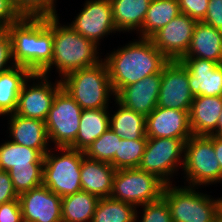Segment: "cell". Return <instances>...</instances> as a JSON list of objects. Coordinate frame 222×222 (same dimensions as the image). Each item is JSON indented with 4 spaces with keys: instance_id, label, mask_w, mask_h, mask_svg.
<instances>
[{
    "instance_id": "5",
    "label": "cell",
    "mask_w": 222,
    "mask_h": 222,
    "mask_svg": "<svg viewBox=\"0 0 222 222\" xmlns=\"http://www.w3.org/2000/svg\"><path fill=\"white\" fill-rule=\"evenodd\" d=\"M198 187L165 185L166 200L172 222H216L222 212V197L218 199L196 191Z\"/></svg>"
},
{
    "instance_id": "12",
    "label": "cell",
    "mask_w": 222,
    "mask_h": 222,
    "mask_svg": "<svg viewBox=\"0 0 222 222\" xmlns=\"http://www.w3.org/2000/svg\"><path fill=\"white\" fill-rule=\"evenodd\" d=\"M193 99L187 68L179 60L168 61L161 71L157 106L190 111Z\"/></svg>"
},
{
    "instance_id": "36",
    "label": "cell",
    "mask_w": 222,
    "mask_h": 222,
    "mask_svg": "<svg viewBox=\"0 0 222 222\" xmlns=\"http://www.w3.org/2000/svg\"><path fill=\"white\" fill-rule=\"evenodd\" d=\"M181 13L188 15L196 21L205 18L209 0H178Z\"/></svg>"
},
{
    "instance_id": "39",
    "label": "cell",
    "mask_w": 222,
    "mask_h": 222,
    "mask_svg": "<svg viewBox=\"0 0 222 222\" xmlns=\"http://www.w3.org/2000/svg\"><path fill=\"white\" fill-rule=\"evenodd\" d=\"M0 222H23L19 200L0 205Z\"/></svg>"
},
{
    "instance_id": "4",
    "label": "cell",
    "mask_w": 222,
    "mask_h": 222,
    "mask_svg": "<svg viewBox=\"0 0 222 222\" xmlns=\"http://www.w3.org/2000/svg\"><path fill=\"white\" fill-rule=\"evenodd\" d=\"M61 84L82 109L108 108L109 98L115 96L104 60L70 72L61 79Z\"/></svg>"
},
{
    "instance_id": "15",
    "label": "cell",
    "mask_w": 222,
    "mask_h": 222,
    "mask_svg": "<svg viewBox=\"0 0 222 222\" xmlns=\"http://www.w3.org/2000/svg\"><path fill=\"white\" fill-rule=\"evenodd\" d=\"M23 222H62V198L43 184L18 197Z\"/></svg>"
},
{
    "instance_id": "1",
    "label": "cell",
    "mask_w": 222,
    "mask_h": 222,
    "mask_svg": "<svg viewBox=\"0 0 222 222\" xmlns=\"http://www.w3.org/2000/svg\"><path fill=\"white\" fill-rule=\"evenodd\" d=\"M7 30L14 65L41 74L53 58V17H21Z\"/></svg>"
},
{
    "instance_id": "30",
    "label": "cell",
    "mask_w": 222,
    "mask_h": 222,
    "mask_svg": "<svg viewBox=\"0 0 222 222\" xmlns=\"http://www.w3.org/2000/svg\"><path fill=\"white\" fill-rule=\"evenodd\" d=\"M44 164V156L30 147L5 141L0 145V170L8 172L13 166Z\"/></svg>"
},
{
    "instance_id": "23",
    "label": "cell",
    "mask_w": 222,
    "mask_h": 222,
    "mask_svg": "<svg viewBox=\"0 0 222 222\" xmlns=\"http://www.w3.org/2000/svg\"><path fill=\"white\" fill-rule=\"evenodd\" d=\"M108 108L83 109L80 118V128L75 141L69 146L85 152L90 145L110 128Z\"/></svg>"
},
{
    "instance_id": "34",
    "label": "cell",
    "mask_w": 222,
    "mask_h": 222,
    "mask_svg": "<svg viewBox=\"0 0 222 222\" xmlns=\"http://www.w3.org/2000/svg\"><path fill=\"white\" fill-rule=\"evenodd\" d=\"M21 17L57 16L56 0H11Z\"/></svg>"
},
{
    "instance_id": "25",
    "label": "cell",
    "mask_w": 222,
    "mask_h": 222,
    "mask_svg": "<svg viewBox=\"0 0 222 222\" xmlns=\"http://www.w3.org/2000/svg\"><path fill=\"white\" fill-rule=\"evenodd\" d=\"M31 75L27 68L18 65L0 73V116L16 111L21 88Z\"/></svg>"
},
{
    "instance_id": "27",
    "label": "cell",
    "mask_w": 222,
    "mask_h": 222,
    "mask_svg": "<svg viewBox=\"0 0 222 222\" xmlns=\"http://www.w3.org/2000/svg\"><path fill=\"white\" fill-rule=\"evenodd\" d=\"M98 200L83 190L62 197V222H92Z\"/></svg>"
},
{
    "instance_id": "17",
    "label": "cell",
    "mask_w": 222,
    "mask_h": 222,
    "mask_svg": "<svg viewBox=\"0 0 222 222\" xmlns=\"http://www.w3.org/2000/svg\"><path fill=\"white\" fill-rule=\"evenodd\" d=\"M189 73V87L196 96H222V64L200 58L179 60Z\"/></svg>"
},
{
    "instance_id": "37",
    "label": "cell",
    "mask_w": 222,
    "mask_h": 222,
    "mask_svg": "<svg viewBox=\"0 0 222 222\" xmlns=\"http://www.w3.org/2000/svg\"><path fill=\"white\" fill-rule=\"evenodd\" d=\"M12 59L11 39L7 29L0 34V73L14 66ZM8 63H10L8 65ZM13 64V65H12ZM8 65V66H7Z\"/></svg>"
},
{
    "instance_id": "41",
    "label": "cell",
    "mask_w": 222,
    "mask_h": 222,
    "mask_svg": "<svg viewBox=\"0 0 222 222\" xmlns=\"http://www.w3.org/2000/svg\"><path fill=\"white\" fill-rule=\"evenodd\" d=\"M21 18L11 0H0V24L7 29Z\"/></svg>"
},
{
    "instance_id": "33",
    "label": "cell",
    "mask_w": 222,
    "mask_h": 222,
    "mask_svg": "<svg viewBox=\"0 0 222 222\" xmlns=\"http://www.w3.org/2000/svg\"><path fill=\"white\" fill-rule=\"evenodd\" d=\"M120 140L121 137L109 128L90 145L84 154L89 159L112 165V159L115 156Z\"/></svg>"
},
{
    "instance_id": "40",
    "label": "cell",
    "mask_w": 222,
    "mask_h": 222,
    "mask_svg": "<svg viewBox=\"0 0 222 222\" xmlns=\"http://www.w3.org/2000/svg\"><path fill=\"white\" fill-rule=\"evenodd\" d=\"M19 195L14 189L12 180L8 172L0 170V205L18 200Z\"/></svg>"
},
{
    "instance_id": "35",
    "label": "cell",
    "mask_w": 222,
    "mask_h": 222,
    "mask_svg": "<svg viewBox=\"0 0 222 222\" xmlns=\"http://www.w3.org/2000/svg\"><path fill=\"white\" fill-rule=\"evenodd\" d=\"M141 208L143 209L141 220H139L137 211L136 222H172L169 207L163 197L144 204Z\"/></svg>"
},
{
    "instance_id": "20",
    "label": "cell",
    "mask_w": 222,
    "mask_h": 222,
    "mask_svg": "<svg viewBox=\"0 0 222 222\" xmlns=\"http://www.w3.org/2000/svg\"><path fill=\"white\" fill-rule=\"evenodd\" d=\"M222 112V96H196L189 111L193 135H212Z\"/></svg>"
},
{
    "instance_id": "10",
    "label": "cell",
    "mask_w": 222,
    "mask_h": 222,
    "mask_svg": "<svg viewBox=\"0 0 222 222\" xmlns=\"http://www.w3.org/2000/svg\"><path fill=\"white\" fill-rule=\"evenodd\" d=\"M82 108L61 88L49 110L45 120L49 142L55 147H69L76 139Z\"/></svg>"
},
{
    "instance_id": "21",
    "label": "cell",
    "mask_w": 222,
    "mask_h": 222,
    "mask_svg": "<svg viewBox=\"0 0 222 222\" xmlns=\"http://www.w3.org/2000/svg\"><path fill=\"white\" fill-rule=\"evenodd\" d=\"M183 58H200L222 64V31L197 21L189 49Z\"/></svg>"
},
{
    "instance_id": "44",
    "label": "cell",
    "mask_w": 222,
    "mask_h": 222,
    "mask_svg": "<svg viewBox=\"0 0 222 222\" xmlns=\"http://www.w3.org/2000/svg\"><path fill=\"white\" fill-rule=\"evenodd\" d=\"M216 222H222V212L219 214V216L217 217Z\"/></svg>"
},
{
    "instance_id": "13",
    "label": "cell",
    "mask_w": 222,
    "mask_h": 222,
    "mask_svg": "<svg viewBox=\"0 0 222 222\" xmlns=\"http://www.w3.org/2000/svg\"><path fill=\"white\" fill-rule=\"evenodd\" d=\"M70 25L77 33L99 46L100 39L117 31L113 21L111 1H85L83 9Z\"/></svg>"
},
{
    "instance_id": "45",
    "label": "cell",
    "mask_w": 222,
    "mask_h": 222,
    "mask_svg": "<svg viewBox=\"0 0 222 222\" xmlns=\"http://www.w3.org/2000/svg\"><path fill=\"white\" fill-rule=\"evenodd\" d=\"M5 30V28L0 24V34Z\"/></svg>"
},
{
    "instance_id": "6",
    "label": "cell",
    "mask_w": 222,
    "mask_h": 222,
    "mask_svg": "<svg viewBox=\"0 0 222 222\" xmlns=\"http://www.w3.org/2000/svg\"><path fill=\"white\" fill-rule=\"evenodd\" d=\"M44 155L43 182L61 198L82 190L80 170L84 152L70 147H54Z\"/></svg>"
},
{
    "instance_id": "19",
    "label": "cell",
    "mask_w": 222,
    "mask_h": 222,
    "mask_svg": "<svg viewBox=\"0 0 222 222\" xmlns=\"http://www.w3.org/2000/svg\"><path fill=\"white\" fill-rule=\"evenodd\" d=\"M9 116V137L12 142L38 150L43 156L50 150L45 121L15 113Z\"/></svg>"
},
{
    "instance_id": "9",
    "label": "cell",
    "mask_w": 222,
    "mask_h": 222,
    "mask_svg": "<svg viewBox=\"0 0 222 222\" xmlns=\"http://www.w3.org/2000/svg\"><path fill=\"white\" fill-rule=\"evenodd\" d=\"M179 138H148L138 169L157 176L166 185L184 165L185 142Z\"/></svg>"
},
{
    "instance_id": "29",
    "label": "cell",
    "mask_w": 222,
    "mask_h": 222,
    "mask_svg": "<svg viewBox=\"0 0 222 222\" xmlns=\"http://www.w3.org/2000/svg\"><path fill=\"white\" fill-rule=\"evenodd\" d=\"M137 207L112 197L100 198L92 222H136Z\"/></svg>"
},
{
    "instance_id": "32",
    "label": "cell",
    "mask_w": 222,
    "mask_h": 222,
    "mask_svg": "<svg viewBox=\"0 0 222 222\" xmlns=\"http://www.w3.org/2000/svg\"><path fill=\"white\" fill-rule=\"evenodd\" d=\"M43 165L44 164H29L13 166L8 171L18 195L42 185Z\"/></svg>"
},
{
    "instance_id": "31",
    "label": "cell",
    "mask_w": 222,
    "mask_h": 222,
    "mask_svg": "<svg viewBox=\"0 0 222 222\" xmlns=\"http://www.w3.org/2000/svg\"><path fill=\"white\" fill-rule=\"evenodd\" d=\"M147 140H127L121 138L117 151L112 159V166L116 169L138 168L146 147Z\"/></svg>"
},
{
    "instance_id": "26",
    "label": "cell",
    "mask_w": 222,
    "mask_h": 222,
    "mask_svg": "<svg viewBox=\"0 0 222 222\" xmlns=\"http://www.w3.org/2000/svg\"><path fill=\"white\" fill-rule=\"evenodd\" d=\"M117 111L110 114V128L121 138L127 140H148L146 137V116L126 108L116 99Z\"/></svg>"
},
{
    "instance_id": "2",
    "label": "cell",
    "mask_w": 222,
    "mask_h": 222,
    "mask_svg": "<svg viewBox=\"0 0 222 222\" xmlns=\"http://www.w3.org/2000/svg\"><path fill=\"white\" fill-rule=\"evenodd\" d=\"M105 56L109 78L115 95L123 88L160 73L169 61L150 38H138Z\"/></svg>"
},
{
    "instance_id": "43",
    "label": "cell",
    "mask_w": 222,
    "mask_h": 222,
    "mask_svg": "<svg viewBox=\"0 0 222 222\" xmlns=\"http://www.w3.org/2000/svg\"><path fill=\"white\" fill-rule=\"evenodd\" d=\"M212 135H217L222 137V112L220 114L219 121L217 124V130Z\"/></svg>"
},
{
    "instance_id": "8",
    "label": "cell",
    "mask_w": 222,
    "mask_h": 222,
    "mask_svg": "<svg viewBox=\"0 0 222 222\" xmlns=\"http://www.w3.org/2000/svg\"><path fill=\"white\" fill-rule=\"evenodd\" d=\"M165 183L138 168L116 170L110 197L140 207L162 197Z\"/></svg>"
},
{
    "instance_id": "7",
    "label": "cell",
    "mask_w": 222,
    "mask_h": 222,
    "mask_svg": "<svg viewBox=\"0 0 222 222\" xmlns=\"http://www.w3.org/2000/svg\"><path fill=\"white\" fill-rule=\"evenodd\" d=\"M182 171L188 186L222 183V171L213 147V135H192L185 142Z\"/></svg>"
},
{
    "instance_id": "18",
    "label": "cell",
    "mask_w": 222,
    "mask_h": 222,
    "mask_svg": "<svg viewBox=\"0 0 222 222\" xmlns=\"http://www.w3.org/2000/svg\"><path fill=\"white\" fill-rule=\"evenodd\" d=\"M160 85L161 72L123 87L114 98L126 108L147 116L157 107Z\"/></svg>"
},
{
    "instance_id": "24",
    "label": "cell",
    "mask_w": 222,
    "mask_h": 222,
    "mask_svg": "<svg viewBox=\"0 0 222 222\" xmlns=\"http://www.w3.org/2000/svg\"><path fill=\"white\" fill-rule=\"evenodd\" d=\"M117 32L139 31L152 0H110Z\"/></svg>"
},
{
    "instance_id": "28",
    "label": "cell",
    "mask_w": 222,
    "mask_h": 222,
    "mask_svg": "<svg viewBox=\"0 0 222 222\" xmlns=\"http://www.w3.org/2000/svg\"><path fill=\"white\" fill-rule=\"evenodd\" d=\"M180 13L178 0H152L142 28L138 31L139 38H150Z\"/></svg>"
},
{
    "instance_id": "38",
    "label": "cell",
    "mask_w": 222,
    "mask_h": 222,
    "mask_svg": "<svg viewBox=\"0 0 222 222\" xmlns=\"http://www.w3.org/2000/svg\"><path fill=\"white\" fill-rule=\"evenodd\" d=\"M204 23L222 31V0H209Z\"/></svg>"
},
{
    "instance_id": "16",
    "label": "cell",
    "mask_w": 222,
    "mask_h": 222,
    "mask_svg": "<svg viewBox=\"0 0 222 222\" xmlns=\"http://www.w3.org/2000/svg\"><path fill=\"white\" fill-rule=\"evenodd\" d=\"M189 111L157 106L146 116L147 138H179L188 140L192 136Z\"/></svg>"
},
{
    "instance_id": "42",
    "label": "cell",
    "mask_w": 222,
    "mask_h": 222,
    "mask_svg": "<svg viewBox=\"0 0 222 222\" xmlns=\"http://www.w3.org/2000/svg\"><path fill=\"white\" fill-rule=\"evenodd\" d=\"M213 147L222 171V137L213 135Z\"/></svg>"
},
{
    "instance_id": "11",
    "label": "cell",
    "mask_w": 222,
    "mask_h": 222,
    "mask_svg": "<svg viewBox=\"0 0 222 222\" xmlns=\"http://www.w3.org/2000/svg\"><path fill=\"white\" fill-rule=\"evenodd\" d=\"M49 76L32 74L23 84L15 114L45 121L57 92L62 88L61 79L51 83ZM34 81L30 86L29 81ZM35 81H37L35 83Z\"/></svg>"
},
{
    "instance_id": "14",
    "label": "cell",
    "mask_w": 222,
    "mask_h": 222,
    "mask_svg": "<svg viewBox=\"0 0 222 222\" xmlns=\"http://www.w3.org/2000/svg\"><path fill=\"white\" fill-rule=\"evenodd\" d=\"M197 21L180 13L151 37L153 45L169 60H181L187 53Z\"/></svg>"
},
{
    "instance_id": "3",
    "label": "cell",
    "mask_w": 222,
    "mask_h": 222,
    "mask_svg": "<svg viewBox=\"0 0 222 222\" xmlns=\"http://www.w3.org/2000/svg\"><path fill=\"white\" fill-rule=\"evenodd\" d=\"M58 17L53 16V58L41 74L48 76L52 66H55L62 79L70 72L101 62L103 59L98 56V45L77 33L70 24L62 26Z\"/></svg>"
},
{
    "instance_id": "22",
    "label": "cell",
    "mask_w": 222,
    "mask_h": 222,
    "mask_svg": "<svg viewBox=\"0 0 222 222\" xmlns=\"http://www.w3.org/2000/svg\"><path fill=\"white\" fill-rule=\"evenodd\" d=\"M116 169L109 163L82 159L80 179L83 191L100 198L110 197Z\"/></svg>"
}]
</instances>
